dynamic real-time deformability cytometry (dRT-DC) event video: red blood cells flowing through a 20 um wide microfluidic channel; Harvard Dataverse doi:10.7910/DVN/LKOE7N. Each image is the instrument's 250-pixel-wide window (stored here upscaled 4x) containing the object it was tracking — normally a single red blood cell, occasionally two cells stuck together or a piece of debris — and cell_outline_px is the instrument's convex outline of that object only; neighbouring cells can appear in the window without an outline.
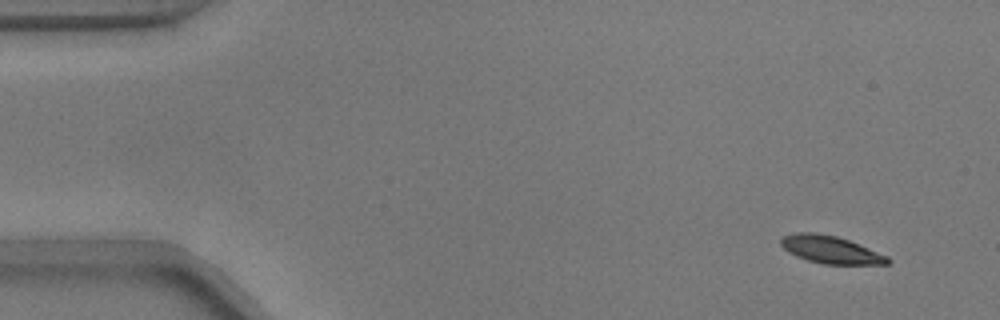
{"species": "common noctule bat (a hibernating species)", "species_latin": "Nyctalus noctula", "temperature_condition": "warm", "stored_images_in_passage": 54, "camera_frame_rate_fps": 3000, "um_per_image_px": 0.085, "animal": {"sex": "male", "body_mass_g": 17.9}, "frame": {"image": 1, "passage_image": 4, "time_ms": 1.0, "image_size_px": [1000, 320], "cell_outline_px": [[892, 260], [888, 264], [824, 264], [808, 260], [796, 256], [788, 252], [780, 244], [780, 240], [784, 236], [796, 232], [816, 232], [836, 236], [848, 240], [888, 256]], "centroid_in_image_um": [70.59, 21.22], "position_along_channel_um": 14.4, "area_um2": 17.05}}
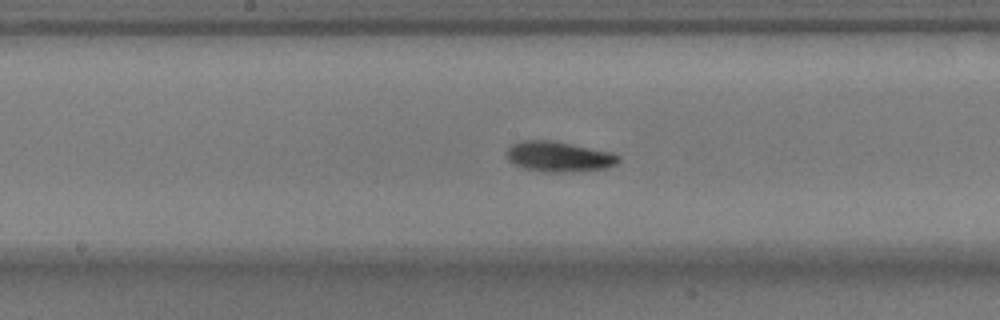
{"frame": {"image": 2, "passage_image": 28, "time_ms": 9.0, "image_size_px": [1000, 320], "cell_outline_px": [[620, 160], [616, 164], [608, 168], [564, 172], [544, 172], [524, 168], [512, 164], [504, 156], [508, 148], [512, 144], [520, 140], [552, 140], [612, 152], [620, 156]], "centroid_in_image_um": [47.47, 13.31], "position_along_channel_um": 200.7, "area_um2": 20.0}}
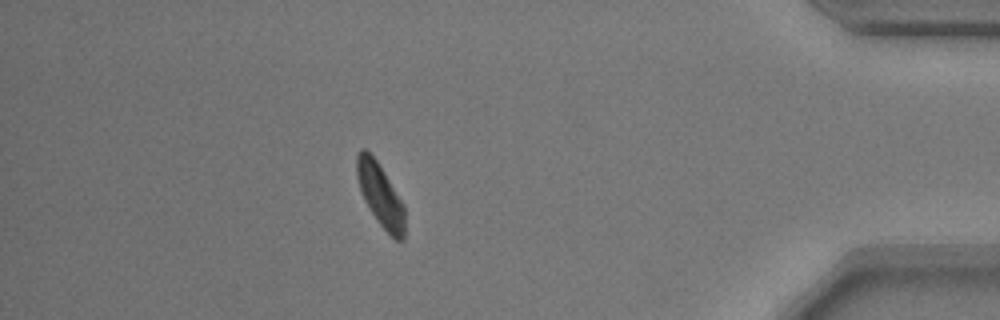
{"frame": {"image": 3, "passage_image": 48, "time_ms": 15.667, "image_size_px": [1000, 320], "cell_outline_px": [[404, 240], [396, 240], [376, 220], [364, 200], [356, 176], [356, 156], [360, 148], [364, 148], [376, 160], [404, 204]], "centroid_in_image_um": [32.31, 16.56], "position_along_channel_um": 402.9, "area_um2": 17.34}, "authors_computed_cell_mechanics": {"area_um2": 18.2359, "velocity_mm_per_s": 3.7055, "shape_relaxation_time_tau1_ms": 2.7678, "shape_relaxation_time_tau2_ms": 3.8859, "deformation_change_tau1": 0.1235, "deformation_change_tau2": 0.1132}}